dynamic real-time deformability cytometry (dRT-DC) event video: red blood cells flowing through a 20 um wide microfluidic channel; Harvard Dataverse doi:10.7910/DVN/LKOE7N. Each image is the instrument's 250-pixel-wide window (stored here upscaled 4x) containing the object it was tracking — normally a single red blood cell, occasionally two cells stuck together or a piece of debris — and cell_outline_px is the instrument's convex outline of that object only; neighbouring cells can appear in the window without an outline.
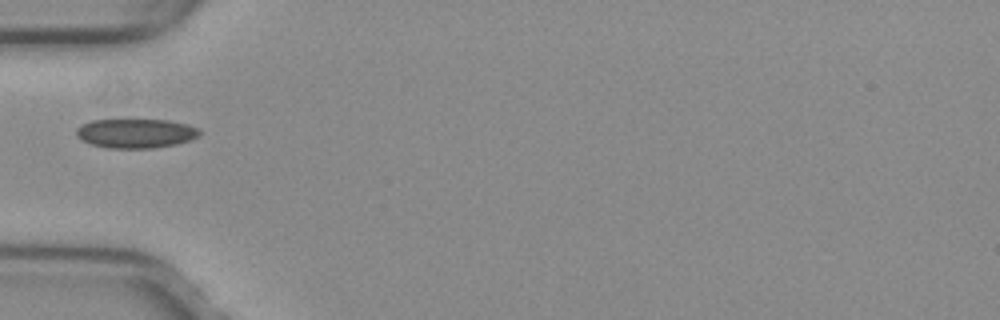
{"species": "common noctule bat (a hibernating species)", "species_latin": "Nyctalus noctula", "temperature_condition": "warm", "stored_images_in_passage": 35, "camera_frame_rate_fps": 3000, "um_per_image_px": 0.085, "animal": {"sex": "female", "body_mass_g": 29.2, "forearm_length_mm": 56.3}, "frame": {"image": 1, "passage_image": 1, "time_ms": 0.0, "image_size_px": [1000, 320], "cell_outline_px": [[200, 132], [196, 136], [188, 140], [176, 144], [152, 148], [108, 148], [92, 144], [76, 136], [76, 128], [92, 120], [168, 120], [188, 124], [200, 128]], "centroid_in_image_um": [11.55, 11.33], "position_along_channel_um": 73.5, "area_um2": 20.81}}
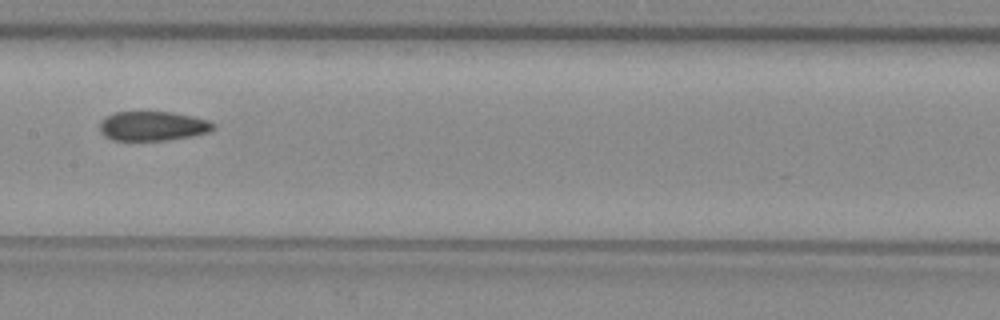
{"frame": {"image": 2, "passage_image": 10, "time_ms": 3.0, "image_size_px": [1000, 320], "cell_outline_px": [[216, 128], [208, 132], [192, 136], [168, 140], [112, 140], [104, 136], [100, 132], [100, 124], [108, 116], [116, 112], [172, 112], [192, 116], [208, 120], [216, 124]], "centroid_in_image_um": [13.02, 10.72], "position_along_channel_um": 194.4, "area_um2": 19.42}}
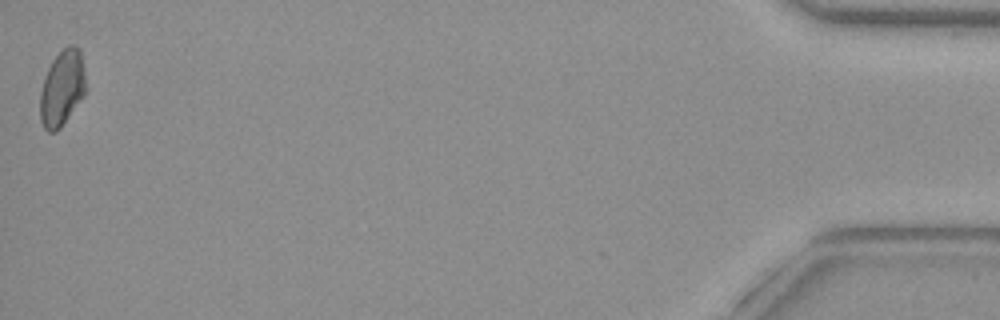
{"frame": {"image": 3, "passage_image": 35, "time_ms": 11.333, "image_size_px": [1000, 320], "cell_outline_px": [[84, 96], [60, 128], [56, 132], [48, 132], [44, 128], [40, 120], [40, 92], [44, 76], [52, 60], [68, 44], [72, 44], [80, 52], [84, 72]], "centroid_in_image_um": [5.24, 7.52], "position_along_channel_um": 430.0, "area_um2": 19.94}, "authors_computed_cell_mechanics": {"area_um2": 19.941, "velocity_mm_per_s": 4.0187, "shape_relaxation_time_tau1_ms": null, "shape_relaxation_time_tau2_ms": 3.3651, "deformation_change_tau1": null, "deformation_change_tau2": 0.074}}